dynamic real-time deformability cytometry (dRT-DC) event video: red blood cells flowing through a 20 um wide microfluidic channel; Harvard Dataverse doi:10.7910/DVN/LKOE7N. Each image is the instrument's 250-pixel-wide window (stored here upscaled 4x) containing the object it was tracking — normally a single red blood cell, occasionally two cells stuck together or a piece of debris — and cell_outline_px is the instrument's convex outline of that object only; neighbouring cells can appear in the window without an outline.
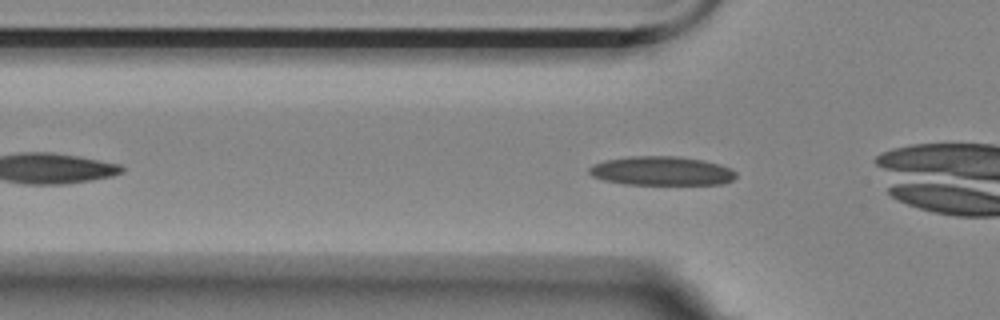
{"species": "Egyptian fruit bat (a non-hibernating species)", "species_latin": "Rousettus aegyptiacus", "temperature_condition": "room temperature", "stored_images_in_passage": 37, "camera_frame_rate_fps": 3000, "um_per_image_px": 0.085, "animal": {"sex": "female"}, "frame": {"image": 1, "passage_image": 6, "time_ms": 1.667, "image_size_px": [1000, 320], "cell_outline_px": [[736, 176], [732, 180], [724, 184], [624, 184], [604, 180], [592, 176], [588, 172], [588, 168], [604, 160], [628, 156], [676, 156], [700, 160], [716, 164], [728, 168], [736, 172]], "centroid_in_image_um": [56.19, 14.53], "position_along_channel_um": 69.6, "area_um2": 24.57}}
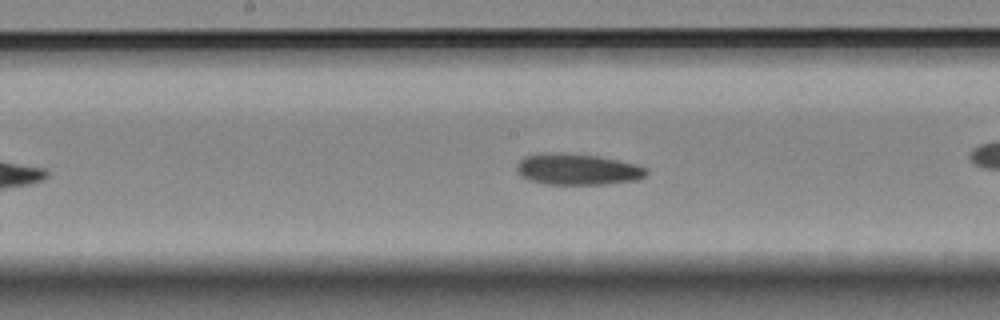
{"frame": {"image": 2, "passage_image": 17, "time_ms": 5.333, "image_size_px": [1000, 320], "cell_outline_px": [[648, 172], [644, 176], [636, 180], [604, 184], [544, 184], [528, 180], [520, 176], [516, 172], [516, 164], [520, 160], [528, 156], [596, 156], [636, 164], [648, 168]], "centroid_in_image_um": [49.13, 14.46], "position_along_channel_um": 199.1, "area_um2": 22.43}}
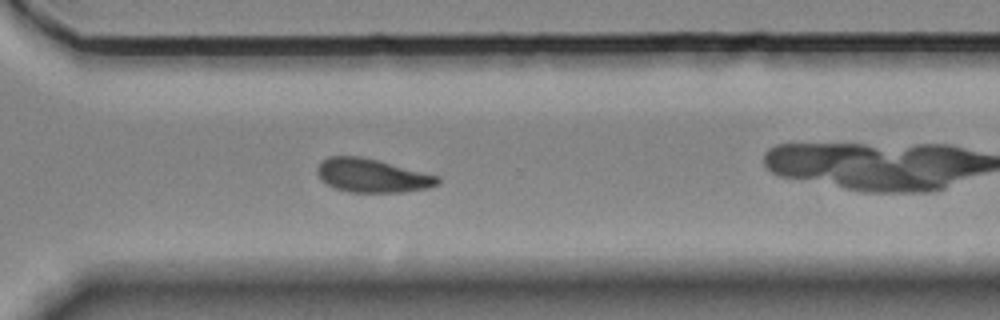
{"frame": {"image": 3, "passage_image": 29, "time_ms": 9.333, "image_size_px": [1000, 320], "cell_outline_px": [[440, 184], [428, 188], [404, 192], [348, 192], [336, 188], [320, 180], [316, 172], [316, 168], [328, 156], [360, 156], [440, 176]], "centroid_in_image_um": [31.64, 14.93], "position_along_channel_um": 339.0, "area_um2": 23.52}, "authors_computed_cell_mechanics": {"area_um2": 23.9292, "velocity_mm_per_s": 3.5043, "shape_relaxation_time_tau1_ms": 8.7471, "shape_relaxation_time_tau2_ms": 5.5757, "deformation_change_tau1": 0.1587, "deformation_change_tau2": 0.1192}}